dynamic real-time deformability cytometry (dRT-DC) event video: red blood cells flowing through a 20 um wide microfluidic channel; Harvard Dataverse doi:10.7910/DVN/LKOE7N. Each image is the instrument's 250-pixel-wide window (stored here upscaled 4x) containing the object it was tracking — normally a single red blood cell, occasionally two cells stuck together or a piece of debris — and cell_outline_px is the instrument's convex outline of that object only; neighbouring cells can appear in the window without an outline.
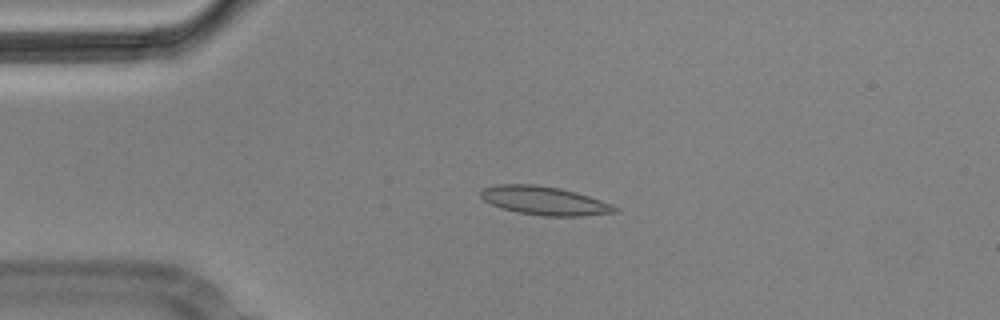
{"species": "Egyptian fruit bat (a non-hibernating species)", "species_latin": "Rousettus aegyptiacus", "temperature_condition": "cold", "stored_images_in_passage": 4, "camera_frame_rate_fps": 3000, "um_per_image_px": 0.085, "animal": {"sex": "male"}, "frame": {"image": 1, "passage_image": 3, "time_ms": 0.667, "image_size_px": [1000, 320], "cell_outline_px": [[620, 212], [580, 216], [544, 216], [516, 212], [500, 208], [484, 200], [480, 196], [480, 192], [484, 188], [496, 184], [536, 184], [560, 188], [576, 192], [612, 204], [620, 208]], "centroid_in_image_um": [46.29, 17.06], "position_along_channel_um": 38.7, "area_um2": 22.48}}